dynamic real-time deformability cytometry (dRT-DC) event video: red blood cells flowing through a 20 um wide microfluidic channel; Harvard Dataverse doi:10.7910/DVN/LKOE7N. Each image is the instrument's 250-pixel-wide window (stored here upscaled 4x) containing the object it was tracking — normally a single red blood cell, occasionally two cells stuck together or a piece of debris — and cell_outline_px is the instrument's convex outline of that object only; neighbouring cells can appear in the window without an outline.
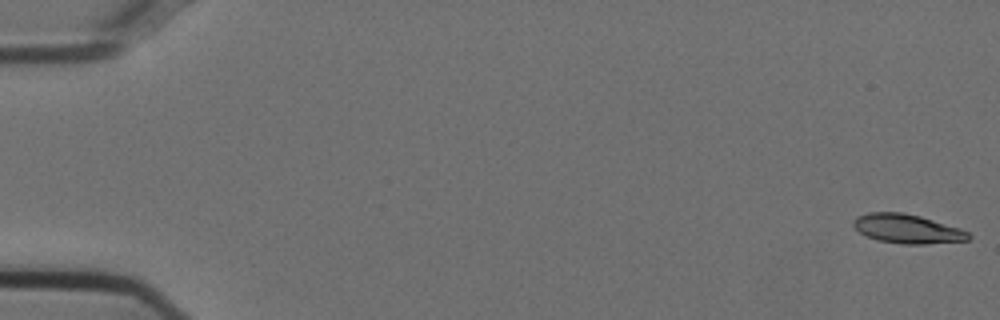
{"species": "Egyptian fruit bat (a non-hibernating species)", "species_latin": "Rousettus aegyptiacus", "temperature_condition": "cold", "stored_images_in_passage": 37, "camera_frame_rate_fps": 3000, "um_per_image_px": 0.085, "animal": {"sex": "female"}, "frame": {"image": 1, "passage_image": 1, "time_ms": 0.0, "image_size_px": [1000, 320], "cell_outline_px": [[972, 236], [968, 240], [924, 244], [904, 244], [880, 240], [868, 236], [860, 232], [852, 224], [852, 220], [856, 216], [868, 212], [904, 212], [920, 216], [960, 228], [968, 232]], "centroid_in_image_um": [77.11, 19.43], "position_along_channel_um": 7.9, "area_um2": 19.42}}
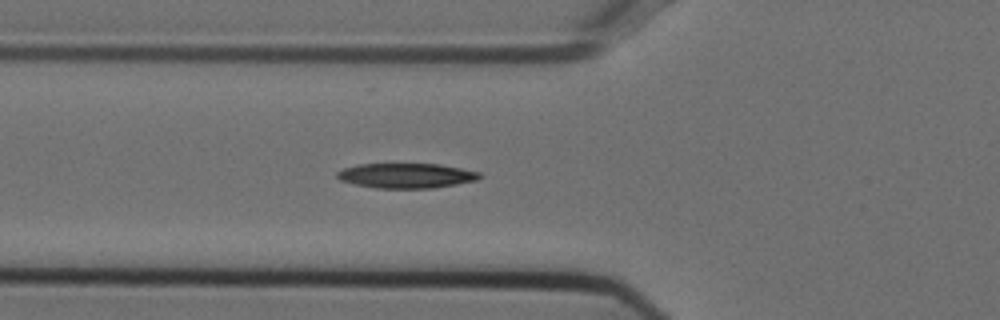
{"frame": {"image": 2, "passage_image": 20, "time_ms": 6.333, "image_size_px": [1000, 320], "cell_outline_px": [[484, 176], [476, 180], [456, 184], [432, 188], [376, 188], [356, 184], [340, 180], [336, 176], [336, 172], [344, 168], [356, 164], [440, 164], [480, 172]], "centroid_in_image_um": [34.54, 14.92], "position_along_channel_um": 91.3, "area_um2": 20.63}}
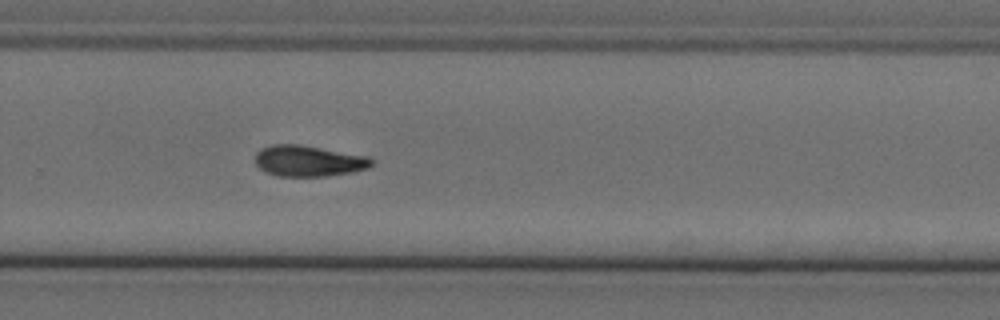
{"frame": {"image": 3, "passage_image": 37, "time_ms": 12.0, "image_size_px": [1000, 320], "cell_outline_px": [[376, 160], [368, 168], [352, 172], [324, 176], [276, 176], [264, 172], [256, 164], [256, 152], [260, 148], [272, 144], [300, 144], [368, 156]], "centroid_in_image_um": [26.22, 13.67], "position_along_channel_um": 303.6, "area_um2": 21.21}}